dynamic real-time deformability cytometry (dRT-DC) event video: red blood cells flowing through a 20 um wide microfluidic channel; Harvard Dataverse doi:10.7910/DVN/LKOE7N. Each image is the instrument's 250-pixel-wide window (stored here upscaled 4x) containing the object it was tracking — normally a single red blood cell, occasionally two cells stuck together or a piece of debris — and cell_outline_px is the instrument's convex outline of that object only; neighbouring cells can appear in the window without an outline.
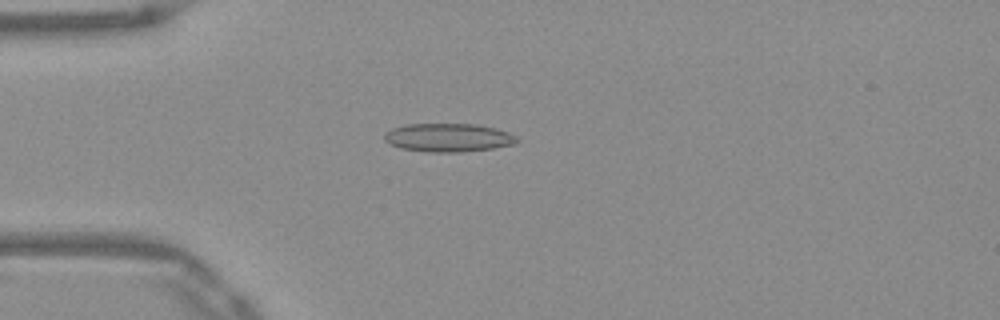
{"species": "Egyptian fruit bat (a non-hibernating species)", "species_latin": "Rousettus aegyptiacus", "temperature_condition": "warm", "stored_images_in_passage": 52, "camera_frame_rate_fps": 3000, "um_per_image_px": 0.085, "frame": {"image": 1, "passage_image": 14, "time_ms": 4.333, "image_size_px": [1000, 320], "cell_outline_px": [[520, 140], [516, 144], [492, 148], [460, 152], [428, 152], [400, 148], [388, 144], [384, 140], [384, 132], [392, 128], [408, 124], [476, 124], [496, 128], [508, 132], [516, 136]], "centroid_in_image_um": [38.09, 11.69], "position_along_channel_um": 46.9, "area_um2": 22.14}}
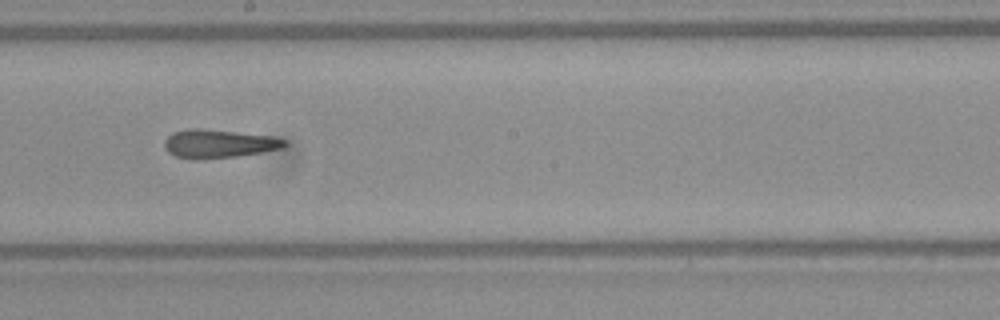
{"frame": {"image": 2, "passage_image": 29, "time_ms": 9.333, "image_size_px": [1000, 320], "cell_outline_px": [[288, 144], [280, 148], [260, 152], [236, 156], [196, 160], [176, 156], [168, 152], [164, 148], [164, 140], [172, 132], [188, 128], [200, 128], [272, 136], [288, 140]], "centroid_in_image_um": [18.55, 12.21], "position_along_channel_um": 229.7, "area_um2": 19.94}}
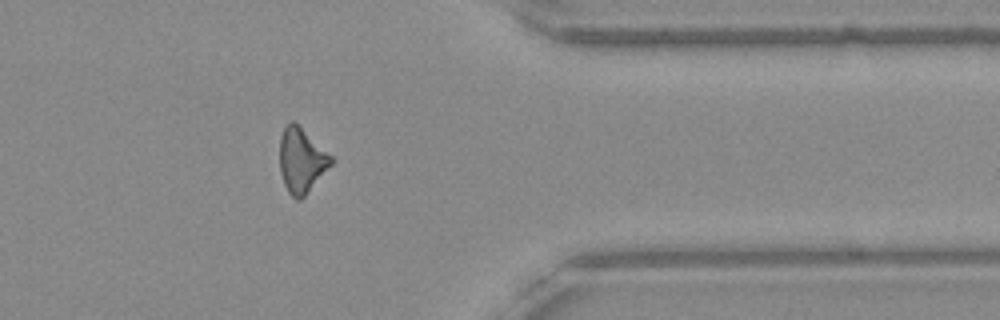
{"frame": {"image": 3, "passage_image": 42, "time_ms": 13.667, "image_size_px": [1000, 320], "cell_outline_px": [[332, 164], [304, 196], [300, 200], [296, 200], [288, 192], [284, 184], [280, 172], [280, 136], [284, 128], [292, 120], [332, 156]], "centroid_in_image_um": [25.6, 13.66], "position_along_channel_um": 385.8, "area_um2": 18.96}, "authors_computed_cell_mechanics": {"area_um2": 19.5364, "velocity_mm_per_s": 3.9627, "shape_relaxation_time_tau1_ms": null, "shape_relaxation_time_tau2_ms": 7.2457, "deformation_change_tau1": null, "deformation_change_tau2": 0.2101}}